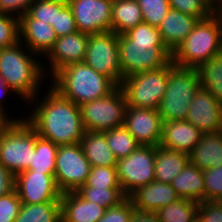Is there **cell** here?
<instances>
[{
    "label": "cell",
    "mask_w": 222,
    "mask_h": 222,
    "mask_svg": "<svg viewBox=\"0 0 222 222\" xmlns=\"http://www.w3.org/2000/svg\"><path fill=\"white\" fill-rule=\"evenodd\" d=\"M35 104L33 113L29 114V118L26 116V121L40 137L57 146L81 142L86 130L78 105L62 97L52 87L44 100Z\"/></svg>",
    "instance_id": "1"
},
{
    "label": "cell",
    "mask_w": 222,
    "mask_h": 222,
    "mask_svg": "<svg viewBox=\"0 0 222 222\" xmlns=\"http://www.w3.org/2000/svg\"><path fill=\"white\" fill-rule=\"evenodd\" d=\"M119 57L123 79L135 73L156 70L172 60L157 27L140 23L118 35Z\"/></svg>",
    "instance_id": "2"
},
{
    "label": "cell",
    "mask_w": 222,
    "mask_h": 222,
    "mask_svg": "<svg viewBox=\"0 0 222 222\" xmlns=\"http://www.w3.org/2000/svg\"><path fill=\"white\" fill-rule=\"evenodd\" d=\"M21 44L23 43L19 40L12 46L0 49V75L14 93L30 104L36 97L39 98L37 91L41 87L40 79L44 80L45 77V66L35 59L37 54L29 49L26 53L23 50L25 46Z\"/></svg>",
    "instance_id": "3"
},
{
    "label": "cell",
    "mask_w": 222,
    "mask_h": 222,
    "mask_svg": "<svg viewBox=\"0 0 222 222\" xmlns=\"http://www.w3.org/2000/svg\"><path fill=\"white\" fill-rule=\"evenodd\" d=\"M52 78L54 84L50 87L78 106L106 97L118 87L110 78L96 72L85 62L70 64Z\"/></svg>",
    "instance_id": "4"
},
{
    "label": "cell",
    "mask_w": 222,
    "mask_h": 222,
    "mask_svg": "<svg viewBox=\"0 0 222 222\" xmlns=\"http://www.w3.org/2000/svg\"><path fill=\"white\" fill-rule=\"evenodd\" d=\"M222 52V14L199 20L172 53V62L182 68H196Z\"/></svg>",
    "instance_id": "5"
},
{
    "label": "cell",
    "mask_w": 222,
    "mask_h": 222,
    "mask_svg": "<svg viewBox=\"0 0 222 222\" xmlns=\"http://www.w3.org/2000/svg\"><path fill=\"white\" fill-rule=\"evenodd\" d=\"M36 130L26 121H7L0 128V163L14 176L32 163Z\"/></svg>",
    "instance_id": "6"
},
{
    "label": "cell",
    "mask_w": 222,
    "mask_h": 222,
    "mask_svg": "<svg viewBox=\"0 0 222 222\" xmlns=\"http://www.w3.org/2000/svg\"><path fill=\"white\" fill-rule=\"evenodd\" d=\"M175 66L171 60L162 68L125 77L120 87L126 96L127 106L158 110L165 94L168 76Z\"/></svg>",
    "instance_id": "7"
},
{
    "label": "cell",
    "mask_w": 222,
    "mask_h": 222,
    "mask_svg": "<svg viewBox=\"0 0 222 222\" xmlns=\"http://www.w3.org/2000/svg\"><path fill=\"white\" fill-rule=\"evenodd\" d=\"M200 87L195 68L175 66L168 76L158 112L164 121L185 120L191 100Z\"/></svg>",
    "instance_id": "8"
},
{
    "label": "cell",
    "mask_w": 222,
    "mask_h": 222,
    "mask_svg": "<svg viewBox=\"0 0 222 222\" xmlns=\"http://www.w3.org/2000/svg\"><path fill=\"white\" fill-rule=\"evenodd\" d=\"M86 131L105 132L124 125L126 96L120 86L103 98L79 106Z\"/></svg>",
    "instance_id": "9"
},
{
    "label": "cell",
    "mask_w": 222,
    "mask_h": 222,
    "mask_svg": "<svg viewBox=\"0 0 222 222\" xmlns=\"http://www.w3.org/2000/svg\"><path fill=\"white\" fill-rule=\"evenodd\" d=\"M84 62L120 86L123 74L120 66L118 34L108 31L88 35Z\"/></svg>",
    "instance_id": "10"
},
{
    "label": "cell",
    "mask_w": 222,
    "mask_h": 222,
    "mask_svg": "<svg viewBox=\"0 0 222 222\" xmlns=\"http://www.w3.org/2000/svg\"><path fill=\"white\" fill-rule=\"evenodd\" d=\"M117 177L125 196L155 181V146L140 145L129 156L117 160Z\"/></svg>",
    "instance_id": "11"
},
{
    "label": "cell",
    "mask_w": 222,
    "mask_h": 222,
    "mask_svg": "<svg viewBox=\"0 0 222 222\" xmlns=\"http://www.w3.org/2000/svg\"><path fill=\"white\" fill-rule=\"evenodd\" d=\"M91 165L84 155L80 143L58 147L55 161V180L59 190L77 191L85 185Z\"/></svg>",
    "instance_id": "12"
},
{
    "label": "cell",
    "mask_w": 222,
    "mask_h": 222,
    "mask_svg": "<svg viewBox=\"0 0 222 222\" xmlns=\"http://www.w3.org/2000/svg\"><path fill=\"white\" fill-rule=\"evenodd\" d=\"M54 174L31 170H24L16 174L14 189L22 204L60 202L62 192L56 184Z\"/></svg>",
    "instance_id": "13"
},
{
    "label": "cell",
    "mask_w": 222,
    "mask_h": 222,
    "mask_svg": "<svg viewBox=\"0 0 222 222\" xmlns=\"http://www.w3.org/2000/svg\"><path fill=\"white\" fill-rule=\"evenodd\" d=\"M78 31L92 35L111 31L113 0H67Z\"/></svg>",
    "instance_id": "14"
},
{
    "label": "cell",
    "mask_w": 222,
    "mask_h": 222,
    "mask_svg": "<svg viewBox=\"0 0 222 222\" xmlns=\"http://www.w3.org/2000/svg\"><path fill=\"white\" fill-rule=\"evenodd\" d=\"M124 126L143 146H160L163 120L158 110L127 106Z\"/></svg>",
    "instance_id": "15"
},
{
    "label": "cell",
    "mask_w": 222,
    "mask_h": 222,
    "mask_svg": "<svg viewBox=\"0 0 222 222\" xmlns=\"http://www.w3.org/2000/svg\"><path fill=\"white\" fill-rule=\"evenodd\" d=\"M185 120L202 133L222 131V104L211 92L199 87L190 102Z\"/></svg>",
    "instance_id": "16"
},
{
    "label": "cell",
    "mask_w": 222,
    "mask_h": 222,
    "mask_svg": "<svg viewBox=\"0 0 222 222\" xmlns=\"http://www.w3.org/2000/svg\"><path fill=\"white\" fill-rule=\"evenodd\" d=\"M88 44V34L80 31L58 37L53 48L46 55L50 61V72L52 77L64 67L84 62Z\"/></svg>",
    "instance_id": "17"
},
{
    "label": "cell",
    "mask_w": 222,
    "mask_h": 222,
    "mask_svg": "<svg viewBox=\"0 0 222 222\" xmlns=\"http://www.w3.org/2000/svg\"><path fill=\"white\" fill-rule=\"evenodd\" d=\"M57 35L49 23L32 18L27 12L19 18V40L25 42V51L40 56L47 55L53 48Z\"/></svg>",
    "instance_id": "18"
},
{
    "label": "cell",
    "mask_w": 222,
    "mask_h": 222,
    "mask_svg": "<svg viewBox=\"0 0 222 222\" xmlns=\"http://www.w3.org/2000/svg\"><path fill=\"white\" fill-rule=\"evenodd\" d=\"M128 197L134 209L142 212H157L180 199L171 184L158 181L137 188Z\"/></svg>",
    "instance_id": "19"
},
{
    "label": "cell",
    "mask_w": 222,
    "mask_h": 222,
    "mask_svg": "<svg viewBox=\"0 0 222 222\" xmlns=\"http://www.w3.org/2000/svg\"><path fill=\"white\" fill-rule=\"evenodd\" d=\"M202 132L186 120L164 121L160 146L190 154L200 141Z\"/></svg>",
    "instance_id": "20"
},
{
    "label": "cell",
    "mask_w": 222,
    "mask_h": 222,
    "mask_svg": "<svg viewBox=\"0 0 222 222\" xmlns=\"http://www.w3.org/2000/svg\"><path fill=\"white\" fill-rule=\"evenodd\" d=\"M61 222H97L106 208L85 200L76 191L64 192L60 198Z\"/></svg>",
    "instance_id": "21"
},
{
    "label": "cell",
    "mask_w": 222,
    "mask_h": 222,
    "mask_svg": "<svg viewBox=\"0 0 222 222\" xmlns=\"http://www.w3.org/2000/svg\"><path fill=\"white\" fill-rule=\"evenodd\" d=\"M199 20L197 17L170 9L158 27L166 47L173 53Z\"/></svg>",
    "instance_id": "22"
},
{
    "label": "cell",
    "mask_w": 222,
    "mask_h": 222,
    "mask_svg": "<svg viewBox=\"0 0 222 222\" xmlns=\"http://www.w3.org/2000/svg\"><path fill=\"white\" fill-rule=\"evenodd\" d=\"M190 163L201 171L222 165V131L202 133L189 154Z\"/></svg>",
    "instance_id": "23"
},
{
    "label": "cell",
    "mask_w": 222,
    "mask_h": 222,
    "mask_svg": "<svg viewBox=\"0 0 222 222\" xmlns=\"http://www.w3.org/2000/svg\"><path fill=\"white\" fill-rule=\"evenodd\" d=\"M189 162L188 154L156 146L155 181L171 184Z\"/></svg>",
    "instance_id": "24"
},
{
    "label": "cell",
    "mask_w": 222,
    "mask_h": 222,
    "mask_svg": "<svg viewBox=\"0 0 222 222\" xmlns=\"http://www.w3.org/2000/svg\"><path fill=\"white\" fill-rule=\"evenodd\" d=\"M171 185L182 199L196 203L205 201L203 171L190 162L174 178Z\"/></svg>",
    "instance_id": "25"
},
{
    "label": "cell",
    "mask_w": 222,
    "mask_h": 222,
    "mask_svg": "<svg viewBox=\"0 0 222 222\" xmlns=\"http://www.w3.org/2000/svg\"><path fill=\"white\" fill-rule=\"evenodd\" d=\"M80 144L91 167H116L118 159L108 147L105 132L86 131Z\"/></svg>",
    "instance_id": "26"
},
{
    "label": "cell",
    "mask_w": 222,
    "mask_h": 222,
    "mask_svg": "<svg viewBox=\"0 0 222 222\" xmlns=\"http://www.w3.org/2000/svg\"><path fill=\"white\" fill-rule=\"evenodd\" d=\"M111 31L121 35L143 22L137 0H113Z\"/></svg>",
    "instance_id": "27"
},
{
    "label": "cell",
    "mask_w": 222,
    "mask_h": 222,
    "mask_svg": "<svg viewBox=\"0 0 222 222\" xmlns=\"http://www.w3.org/2000/svg\"><path fill=\"white\" fill-rule=\"evenodd\" d=\"M200 87L211 92L222 104V52L195 68Z\"/></svg>",
    "instance_id": "28"
},
{
    "label": "cell",
    "mask_w": 222,
    "mask_h": 222,
    "mask_svg": "<svg viewBox=\"0 0 222 222\" xmlns=\"http://www.w3.org/2000/svg\"><path fill=\"white\" fill-rule=\"evenodd\" d=\"M14 222H61L60 202L22 204Z\"/></svg>",
    "instance_id": "29"
},
{
    "label": "cell",
    "mask_w": 222,
    "mask_h": 222,
    "mask_svg": "<svg viewBox=\"0 0 222 222\" xmlns=\"http://www.w3.org/2000/svg\"><path fill=\"white\" fill-rule=\"evenodd\" d=\"M58 147L52 141L40 137L36 132V145L33 151L32 163L27 170L40 173H55Z\"/></svg>",
    "instance_id": "30"
},
{
    "label": "cell",
    "mask_w": 222,
    "mask_h": 222,
    "mask_svg": "<svg viewBox=\"0 0 222 222\" xmlns=\"http://www.w3.org/2000/svg\"><path fill=\"white\" fill-rule=\"evenodd\" d=\"M198 205L199 203L192 200L180 198L156 213L159 222H195L198 216Z\"/></svg>",
    "instance_id": "31"
},
{
    "label": "cell",
    "mask_w": 222,
    "mask_h": 222,
    "mask_svg": "<svg viewBox=\"0 0 222 222\" xmlns=\"http://www.w3.org/2000/svg\"><path fill=\"white\" fill-rule=\"evenodd\" d=\"M105 136L108 147L117 159L129 156L140 146L124 125L105 131Z\"/></svg>",
    "instance_id": "32"
},
{
    "label": "cell",
    "mask_w": 222,
    "mask_h": 222,
    "mask_svg": "<svg viewBox=\"0 0 222 222\" xmlns=\"http://www.w3.org/2000/svg\"><path fill=\"white\" fill-rule=\"evenodd\" d=\"M76 192L85 200L97 203L106 209L116 206L126 197L122 189L80 187Z\"/></svg>",
    "instance_id": "33"
},
{
    "label": "cell",
    "mask_w": 222,
    "mask_h": 222,
    "mask_svg": "<svg viewBox=\"0 0 222 222\" xmlns=\"http://www.w3.org/2000/svg\"><path fill=\"white\" fill-rule=\"evenodd\" d=\"M81 187H93L100 189H121L117 177L116 167H91L87 182Z\"/></svg>",
    "instance_id": "34"
},
{
    "label": "cell",
    "mask_w": 222,
    "mask_h": 222,
    "mask_svg": "<svg viewBox=\"0 0 222 222\" xmlns=\"http://www.w3.org/2000/svg\"><path fill=\"white\" fill-rule=\"evenodd\" d=\"M137 1L141 9L143 22L157 28L171 9L168 0Z\"/></svg>",
    "instance_id": "35"
},
{
    "label": "cell",
    "mask_w": 222,
    "mask_h": 222,
    "mask_svg": "<svg viewBox=\"0 0 222 222\" xmlns=\"http://www.w3.org/2000/svg\"><path fill=\"white\" fill-rule=\"evenodd\" d=\"M171 9L194 16L200 20L207 19L215 13L213 0H168Z\"/></svg>",
    "instance_id": "36"
},
{
    "label": "cell",
    "mask_w": 222,
    "mask_h": 222,
    "mask_svg": "<svg viewBox=\"0 0 222 222\" xmlns=\"http://www.w3.org/2000/svg\"><path fill=\"white\" fill-rule=\"evenodd\" d=\"M57 38L77 32L75 19L67 0H56V18L52 25Z\"/></svg>",
    "instance_id": "37"
},
{
    "label": "cell",
    "mask_w": 222,
    "mask_h": 222,
    "mask_svg": "<svg viewBox=\"0 0 222 222\" xmlns=\"http://www.w3.org/2000/svg\"><path fill=\"white\" fill-rule=\"evenodd\" d=\"M19 41V18L0 13V49Z\"/></svg>",
    "instance_id": "38"
},
{
    "label": "cell",
    "mask_w": 222,
    "mask_h": 222,
    "mask_svg": "<svg viewBox=\"0 0 222 222\" xmlns=\"http://www.w3.org/2000/svg\"><path fill=\"white\" fill-rule=\"evenodd\" d=\"M205 201L222 200V165L203 171Z\"/></svg>",
    "instance_id": "39"
},
{
    "label": "cell",
    "mask_w": 222,
    "mask_h": 222,
    "mask_svg": "<svg viewBox=\"0 0 222 222\" xmlns=\"http://www.w3.org/2000/svg\"><path fill=\"white\" fill-rule=\"evenodd\" d=\"M27 13L34 19L55 24L56 0H35L29 7Z\"/></svg>",
    "instance_id": "40"
},
{
    "label": "cell",
    "mask_w": 222,
    "mask_h": 222,
    "mask_svg": "<svg viewBox=\"0 0 222 222\" xmlns=\"http://www.w3.org/2000/svg\"><path fill=\"white\" fill-rule=\"evenodd\" d=\"M134 210L131 199L126 196L116 206L106 209L97 222H130Z\"/></svg>",
    "instance_id": "41"
},
{
    "label": "cell",
    "mask_w": 222,
    "mask_h": 222,
    "mask_svg": "<svg viewBox=\"0 0 222 222\" xmlns=\"http://www.w3.org/2000/svg\"><path fill=\"white\" fill-rule=\"evenodd\" d=\"M22 202L14 189L0 197V222H14L19 215Z\"/></svg>",
    "instance_id": "42"
},
{
    "label": "cell",
    "mask_w": 222,
    "mask_h": 222,
    "mask_svg": "<svg viewBox=\"0 0 222 222\" xmlns=\"http://www.w3.org/2000/svg\"><path fill=\"white\" fill-rule=\"evenodd\" d=\"M196 222H222V201H202Z\"/></svg>",
    "instance_id": "43"
},
{
    "label": "cell",
    "mask_w": 222,
    "mask_h": 222,
    "mask_svg": "<svg viewBox=\"0 0 222 222\" xmlns=\"http://www.w3.org/2000/svg\"><path fill=\"white\" fill-rule=\"evenodd\" d=\"M35 0H0V13L20 18ZM16 13V14H15Z\"/></svg>",
    "instance_id": "44"
},
{
    "label": "cell",
    "mask_w": 222,
    "mask_h": 222,
    "mask_svg": "<svg viewBox=\"0 0 222 222\" xmlns=\"http://www.w3.org/2000/svg\"><path fill=\"white\" fill-rule=\"evenodd\" d=\"M15 176L0 163V197L14 190Z\"/></svg>",
    "instance_id": "45"
},
{
    "label": "cell",
    "mask_w": 222,
    "mask_h": 222,
    "mask_svg": "<svg viewBox=\"0 0 222 222\" xmlns=\"http://www.w3.org/2000/svg\"><path fill=\"white\" fill-rule=\"evenodd\" d=\"M12 90V92H14L13 91V89L11 88V87H9L7 84H6V82H5V79L0 75V101L3 99L2 97H3V95L5 94L6 95V93L7 92H10ZM2 96V97H1ZM2 98V99H1ZM3 101H1L0 102V116L1 117H3L6 121H24V120H26V118L25 117H23V119L21 118V119H19L18 120V118L16 117V119L15 118H13V119H10V118H7L8 116L6 115L7 114V112L5 111L6 110V108L5 107H3ZM5 108V109H4ZM5 111V112H4ZM25 118V119H24Z\"/></svg>",
    "instance_id": "46"
},
{
    "label": "cell",
    "mask_w": 222,
    "mask_h": 222,
    "mask_svg": "<svg viewBox=\"0 0 222 222\" xmlns=\"http://www.w3.org/2000/svg\"><path fill=\"white\" fill-rule=\"evenodd\" d=\"M130 222H159L156 212L134 210Z\"/></svg>",
    "instance_id": "47"
},
{
    "label": "cell",
    "mask_w": 222,
    "mask_h": 222,
    "mask_svg": "<svg viewBox=\"0 0 222 222\" xmlns=\"http://www.w3.org/2000/svg\"><path fill=\"white\" fill-rule=\"evenodd\" d=\"M213 7L215 12L222 14V0H213Z\"/></svg>",
    "instance_id": "48"
},
{
    "label": "cell",
    "mask_w": 222,
    "mask_h": 222,
    "mask_svg": "<svg viewBox=\"0 0 222 222\" xmlns=\"http://www.w3.org/2000/svg\"><path fill=\"white\" fill-rule=\"evenodd\" d=\"M7 121L0 116V128L6 123Z\"/></svg>",
    "instance_id": "49"
}]
</instances>
